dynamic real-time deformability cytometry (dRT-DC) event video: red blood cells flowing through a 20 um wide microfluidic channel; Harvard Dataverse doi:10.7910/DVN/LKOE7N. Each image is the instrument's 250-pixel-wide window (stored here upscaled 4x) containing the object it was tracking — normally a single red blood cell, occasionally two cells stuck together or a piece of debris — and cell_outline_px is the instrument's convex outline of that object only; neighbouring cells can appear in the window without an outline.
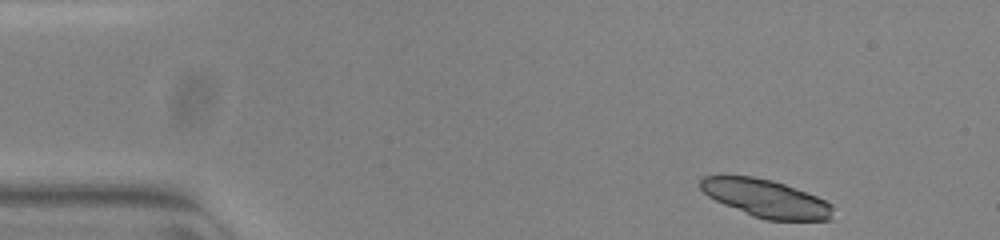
{"species": "common noctule bat (a hibernating species)", "species_latin": "Nyctalus noctula", "temperature_condition": "warm", "stored_images_in_passage": 48, "camera_frame_rate_fps": 3000, "um_per_image_px": 0.085, "animal": {"sex": "female", "body_mass_g": 23.0, "forearm_length_mm": 53.4}, "frame": {"image": 1, "passage_image": 1, "time_ms": 0.0, "image_size_px": [1000, 240], "cell_outline_px": [[832, 220], [764, 220], [752, 216], [724, 204], [708, 196], [700, 188], [700, 180], [704, 176], [752, 176], [772, 180], [784, 184], [816, 196], [832, 204]], "centroid_in_image_um": [65.11, 16.87], "position_along_channel_um": 19.9, "area_um2": 28.96}}
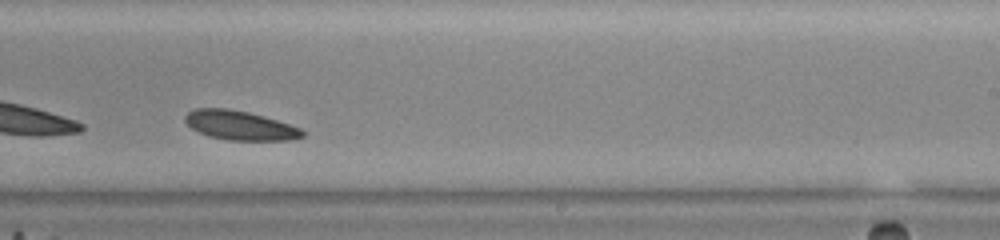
{"frame": {"image": 2, "passage_image": 29, "time_ms": 9.333, "image_size_px": [1000, 240], "cell_outline_px": [[304, 136], [292, 140], [228, 140], [208, 136], [192, 128], [184, 120], [184, 116], [188, 112], [196, 108], [228, 108], [248, 112], [264, 116], [300, 128], [304, 132]], "centroid_in_image_um": [20.38, 10.65], "position_along_channel_um": 268.6, "area_um2": 19.88}}
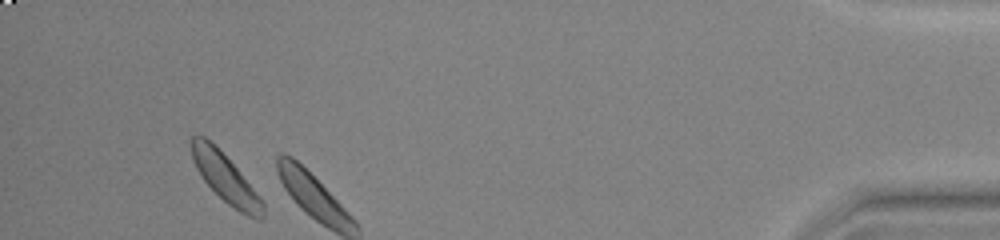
{"frame": {"image": 3, "passage_image": 45, "time_ms": 14.667, "image_size_px": [1000, 240], "cell_outline_px": [[264, 216], [260, 220], [248, 216], [240, 212], [228, 204], [204, 180], [196, 168], [192, 160], [188, 140], [192, 136], [204, 136], [236, 168], [252, 188], [264, 204]], "centroid_in_image_um": [19.11, 15.14], "position_along_channel_um": 416.1, "area_um2": 19.54}, "authors_computed_cell_mechanics": {"area_um2": 20.3745, "velocity_mm_per_s": 3.705, "shape_relaxation_time_tau1_ms": 1.5597, "shape_relaxation_time_tau2_ms": null, "deformation_change_tau1": 0.0444, "deformation_change_tau2": null}}